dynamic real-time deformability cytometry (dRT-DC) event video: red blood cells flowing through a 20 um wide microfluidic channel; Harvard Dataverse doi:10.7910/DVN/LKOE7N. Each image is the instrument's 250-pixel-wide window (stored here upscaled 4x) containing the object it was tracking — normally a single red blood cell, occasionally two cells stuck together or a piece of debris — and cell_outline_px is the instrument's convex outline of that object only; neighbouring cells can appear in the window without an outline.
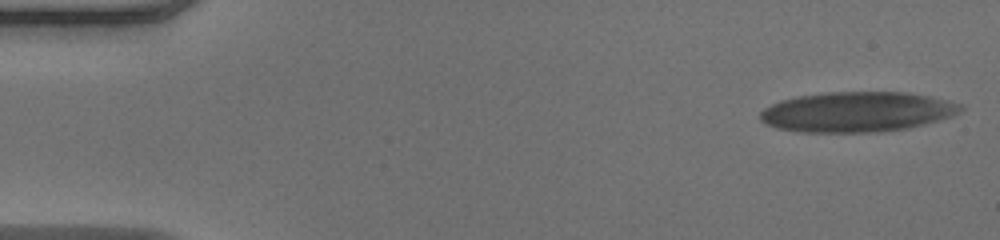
{"species": "human", "species_latin": "Homo sapiens", "temperature_condition": "warm", "stored_images_in_passage": 48, "camera_frame_rate_fps": 3000, "um_per_image_px": 0.085, "donor": {"sex": "male"}, "frame": {"image": 1, "passage_image": 1, "time_ms": 0.0, "image_size_px": [1000, 240], "cell_outline_px": [[964, 108], [960, 112], [952, 116], [940, 120], [908, 128], [880, 132], [800, 132], [776, 128], [760, 120], [760, 112], [764, 108], [780, 100], [796, 96], [828, 92], [908, 92], [948, 100], [964, 104]], "centroid_in_image_um": [72.87, 9.51], "position_along_channel_um": 12.1, "area_um2": 47.16}}
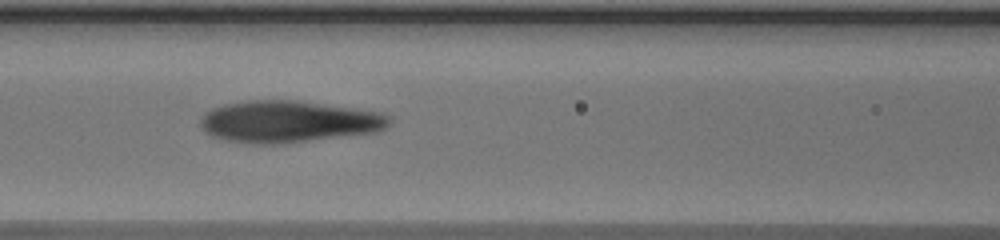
{"frame": {"image": 2, "passage_image": 20, "time_ms": 6.333, "image_size_px": [1000, 240], "cell_outline_px": [[392, 124], [388, 128], [380, 132], [284, 144], [252, 144], [224, 140], [212, 136], [204, 132], [200, 124], [200, 120], [204, 112], [212, 108], [224, 104], [244, 100], [296, 100], [384, 112], [392, 116]], "centroid_in_image_um": [24.58, 10.34], "position_along_channel_um": 142.0, "area_um2": 47.11}}
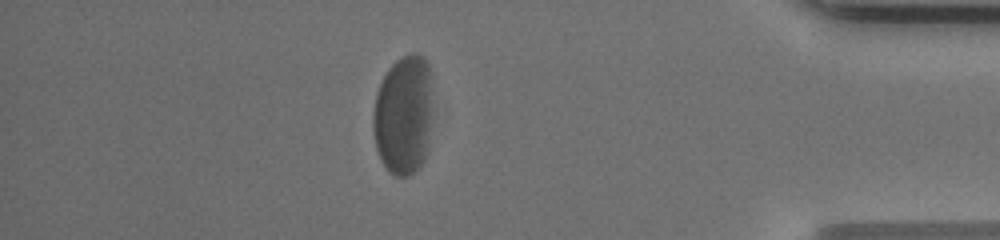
{"frame": {"image": 3, "passage_image": 42, "time_ms": 13.667, "image_size_px": [1000, 240], "cell_outline_px": [[432, 108], [428, 144], [424, 160], [416, 172], [408, 176], [396, 176], [388, 172], [380, 160], [376, 148], [372, 128], [372, 116], [376, 92], [388, 68], [400, 56], [412, 52], [416, 52], [424, 56], [428, 60], [432, 104]], "centroid_in_image_um": [34.29, 9.77], "position_along_channel_um": 400.9, "area_um2": 42.37}, "authors_computed_cell_mechanics": {"area_um2": 46.4423, "velocity_mm_per_s": 4.0361, "shape_relaxation_time_tau1_ms": 4.6337, "shape_relaxation_time_tau2_ms": 1.8203, "deformation_change_tau1": 0.1928, "deformation_change_tau2": 0.1027}}